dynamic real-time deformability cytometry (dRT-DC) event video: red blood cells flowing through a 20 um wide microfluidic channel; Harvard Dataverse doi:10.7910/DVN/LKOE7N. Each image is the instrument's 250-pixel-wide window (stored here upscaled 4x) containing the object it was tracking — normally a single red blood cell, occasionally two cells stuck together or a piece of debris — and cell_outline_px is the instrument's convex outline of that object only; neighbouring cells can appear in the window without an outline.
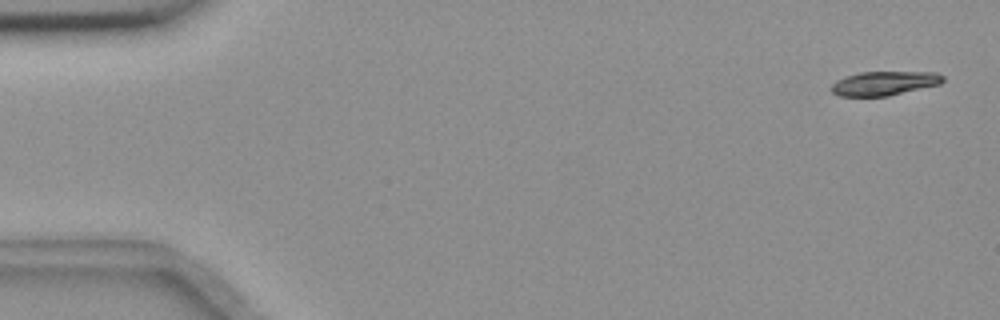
{"species": "common noctule bat (a hibernating species)", "species_latin": "Nyctalus noctula", "temperature_condition": "room temperature", "stored_images_in_passage": 11, "camera_frame_rate_fps": 3000, "um_per_image_px": 0.085, "animal": {"sex": "female", "body_mass_g": 18.4}, "frame": {"image": 1, "passage_image": 2, "time_ms": 0.333, "image_size_px": [1000, 320], "cell_outline_px": [[944, 80], [940, 84], [888, 96], [840, 96], [832, 92], [828, 88], [836, 80], [844, 76], [860, 72], [936, 72], [944, 76]], "centroid_in_image_um": [75.13, 7.08], "position_along_channel_um": 9.9, "area_um2": 15.78}}